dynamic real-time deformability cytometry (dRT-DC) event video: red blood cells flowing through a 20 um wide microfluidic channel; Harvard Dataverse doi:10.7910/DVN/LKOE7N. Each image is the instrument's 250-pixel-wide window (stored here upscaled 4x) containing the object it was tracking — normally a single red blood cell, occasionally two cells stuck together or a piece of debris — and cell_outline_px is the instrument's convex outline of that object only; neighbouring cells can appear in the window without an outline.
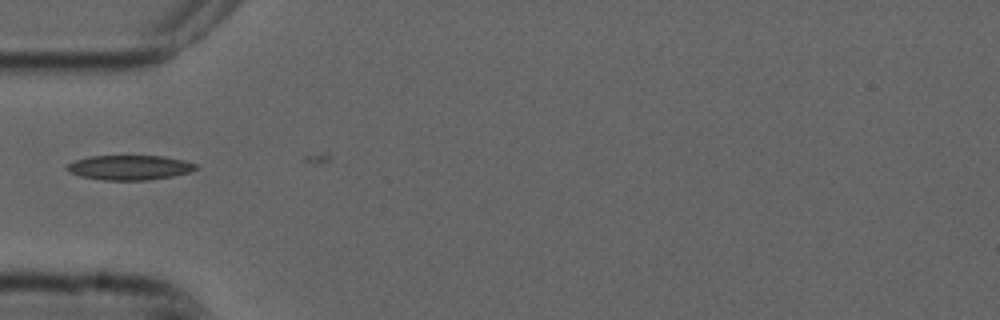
{"species": "common noctule bat (a hibernating species)", "species_latin": "Nyctalus noctula", "temperature_condition": "cold", "stored_images_in_passage": 3, "camera_frame_rate_fps": 3000, "um_per_image_px": 0.085, "animal": {"sex": "male", "forearm_length_mm": 52.5}, "frame": {"image": 1, "passage_image": 1, "time_ms": 0.0, "image_size_px": [1000, 320], "cell_outline_px": [[200, 168], [188, 172], [172, 176], [148, 180], [104, 180], [80, 176], [68, 172], [68, 164], [76, 160], [92, 156], [164, 156], [184, 160], [196, 164]], "centroid_in_image_um": [11.05, 14.24], "position_along_channel_um": 74.0, "area_um2": 18.44}}